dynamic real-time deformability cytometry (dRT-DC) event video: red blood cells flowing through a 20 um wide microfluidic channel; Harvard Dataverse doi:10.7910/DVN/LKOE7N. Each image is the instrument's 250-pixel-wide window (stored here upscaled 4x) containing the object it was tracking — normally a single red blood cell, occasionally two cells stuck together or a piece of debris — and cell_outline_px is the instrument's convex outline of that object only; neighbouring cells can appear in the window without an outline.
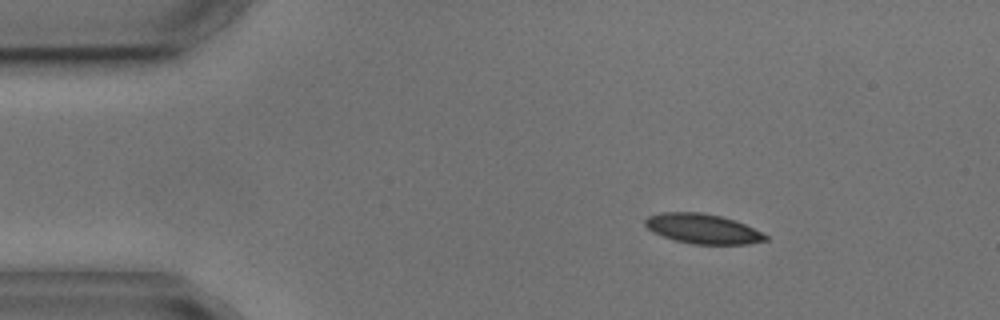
{"species": "common noctule bat (a hibernating species)", "species_latin": "Nyctalus noctula", "temperature_condition": "cold", "stored_images_in_passage": 2, "camera_frame_rate_fps": 3000, "um_per_image_px": 0.085, "animal": {"sex": "male", "body_mass_g": 17.9, "forearm_length_mm": 54.2}, "frame": {"image": 1, "passage_image": 1, "time_ms": 0.0, "image_size_px": [1000, 320], "cell_outline_px": [[768, 240], [748, 244], [692, 244], [676, 240], [652, 232], [644, 224], [644, 220], [648, 216], [660, 212], [700, 212], [720, 216], [736, 220], [768, 236]], "centroid_in_image_um": [59.71, 19.44], "position_along_channel_um": 25.3, "area_um2": 20.81}}